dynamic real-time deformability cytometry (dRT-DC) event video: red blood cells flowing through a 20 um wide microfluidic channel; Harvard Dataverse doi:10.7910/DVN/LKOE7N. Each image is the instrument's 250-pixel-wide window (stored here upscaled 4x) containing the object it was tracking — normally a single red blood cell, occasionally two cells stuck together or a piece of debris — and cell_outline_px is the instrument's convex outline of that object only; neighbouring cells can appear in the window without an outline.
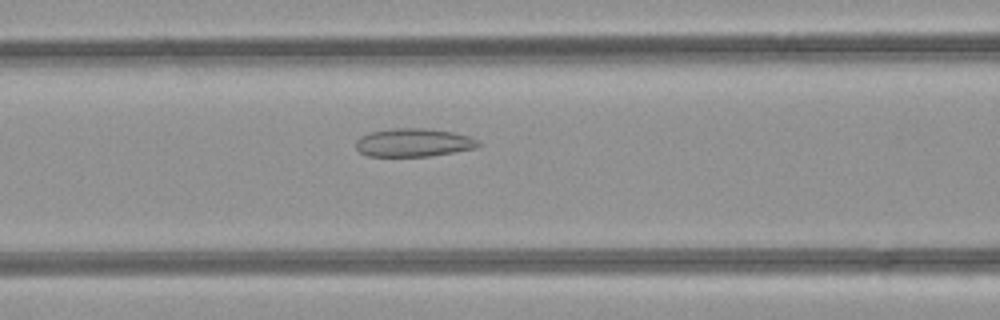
{"species": "common noctule bat (a hibernating species)", "species_latin": "Nyctalus noctula", "temperature_condition": "room temperature", "stored_images_in_passage": 49, "camera_frame_rate_fps": 3000, "um_per_image_px": 0.085, "animal": {"sex": "female", "body_mass_g": 21.9}, "frame": {"image": 1, "passage_image": 21, "time_ms": 6.667, "image_size_px": [1000, 320], "cell_outline_px": [[480, 144], [476, 148], [428, 156], [368, 156], [360, 152], [356, 148], [356, 140], [360, 136], [368, 132], [392, 128], [424, 128], [452, 132], [472, 136], [480, 140]], "centroid_in_image_um": [35.15, 12.11], "position_along_channel_um": 131.5, "area_um2": 20.29}}
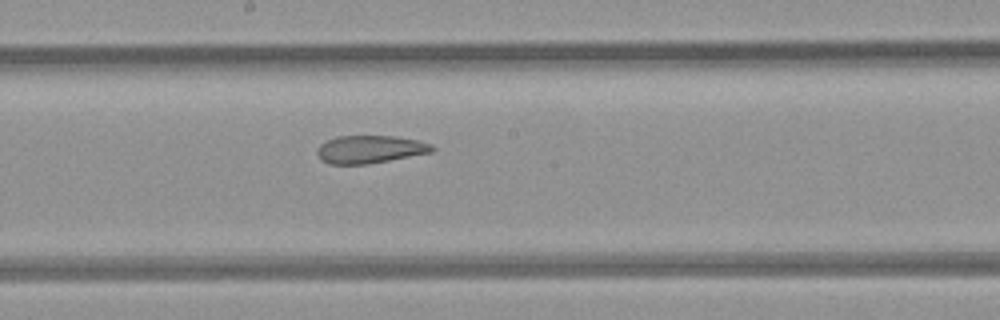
{"frame": {"image": 2, "passage_image": 27, "time_ms": 8.667, "image_size_px": [1000, 320], "cell_outline_px": [[436, 148], [432, 152], [368, 164], [328, 164], [320, 160], [316, 152], [316, 148], [320, 144], [336, 136], [396, 136], [416, 140], [432, 144]], "centroid_in_image_um": [31.41, 12.69], "position_along_channel_um": 216.8, "area_um2": 18.73}}
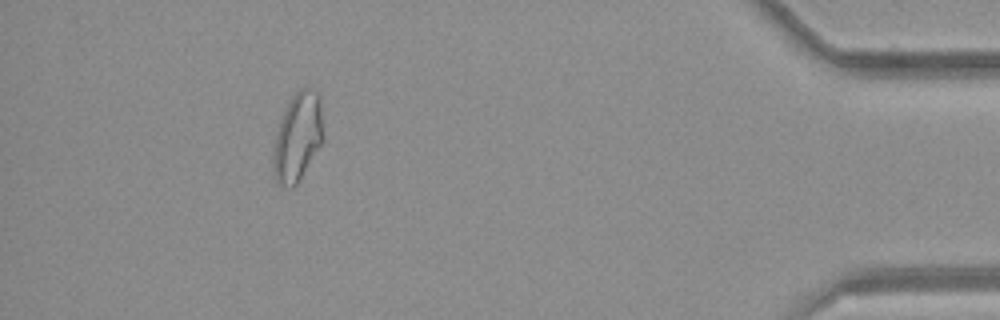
{"frame": {"image": 3, "passage_image": 45, "time_ms": 14.667, "image_size_px": [1000, 320], "cell_outline_px": [[324, 140], [296, 184], [292, 188], [288, 188], [280, 184], [276, 180], [272, 160], [276, 132], [288, 100], [300, 88], [308, 84], [316, 88], [320, 92], [324, 136]], "centroid_in_image_um": [25.34, 11.54], "position_along_channel_um": 409.9, "area_um2": 26.24}, "authors_computed_cell_mechanics": {"area_um2": 24.6806, "velocity_mm_per_s": 4.2579, "shape_relaxation_time_tau1_ms": null, "shape_relaxation_time_tau2_ms": 2.4846, "deformation_change_tau1": null, "deformation_change_tau2": 0.1042}}